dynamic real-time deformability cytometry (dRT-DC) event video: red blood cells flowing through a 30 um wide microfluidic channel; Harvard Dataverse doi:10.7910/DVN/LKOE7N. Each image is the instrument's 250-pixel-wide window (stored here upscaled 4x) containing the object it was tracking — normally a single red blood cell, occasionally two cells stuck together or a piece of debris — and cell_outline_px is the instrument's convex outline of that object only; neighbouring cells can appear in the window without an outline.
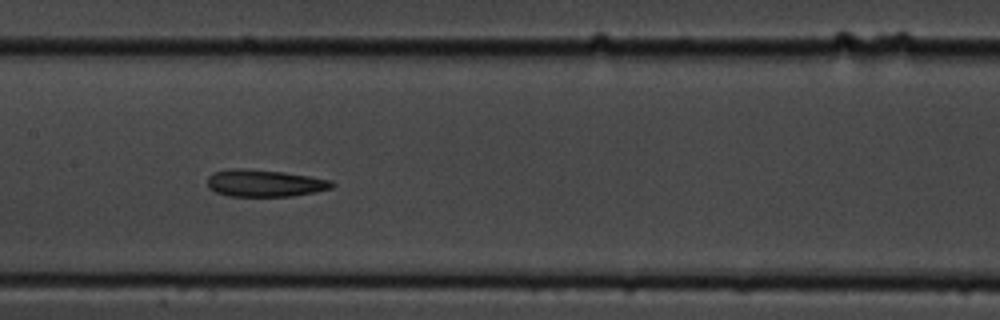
{"species": "common noctule bat (a hibernating species)", "species_latin": "Nyctalus noctula", "temperature_condition": "cold", "stored_images_in_passage": 9, "camera_frame_rate_fps": 3000, "um_per_image_px": 0.085, "animal": {"sex": "male", "body_mass_g": 19.5, "forearm_length_mm": 54.6}, "frame": {"image": 1, "passage_image": 6, "time_ms": 5.667, "image_size_px": [1000, 320], "cell_outline_px": [[336, 184], [332, 188], [316, 192], [292, 196], [228, 196], [216, 192], [208, 188], [208, 176], [212, 172], [228, 168], [244, 168], [284, 172], [312, 176], [332, 180]], "centroid_in_image_um": [22.5, 15.56], "position_along_channel_um": 184.9, "area_um2": 20.0}}
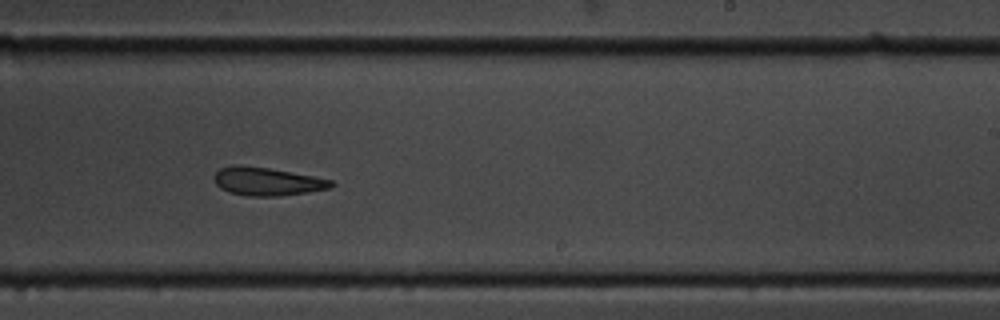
{"frame": {"image": 2, "passage_image": 8, "time_ms": 8.0, "image_size_px": [1000, 320], "cell_outline_px": [[336, 184], [332, 188], [308, 192], [280, 196], [248, 196], [228, 192], [220, 188], [216, 184], [212, 176], [220, 168], [236, 164], [268, 168], [312, 176], [332, 180]], "centroid_in_image_um": [22.69, 15.43], "position_along_channel_um": 266.3, "area_um2": 19.31}}
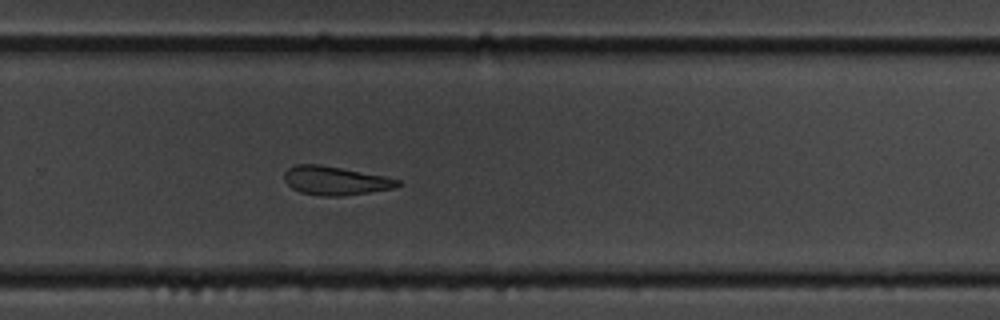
{"frame": {"image": 3, "passage_image": 9, "time_ms": 9.0, "image_size_px": [1000, 320], "cell_outline_px": [[400, 184], [396, 188], [340, 196], [324, 196], [300, 192], [292, 188], [284, 180], [284, 172], [288, 168], [296, 164], [320, 164], [384, 176], [400, 180]], "centroid_in_image_um": [28.48, 15.35], "position_along_channel_um": 301.3, "area_um2": 18.84}}